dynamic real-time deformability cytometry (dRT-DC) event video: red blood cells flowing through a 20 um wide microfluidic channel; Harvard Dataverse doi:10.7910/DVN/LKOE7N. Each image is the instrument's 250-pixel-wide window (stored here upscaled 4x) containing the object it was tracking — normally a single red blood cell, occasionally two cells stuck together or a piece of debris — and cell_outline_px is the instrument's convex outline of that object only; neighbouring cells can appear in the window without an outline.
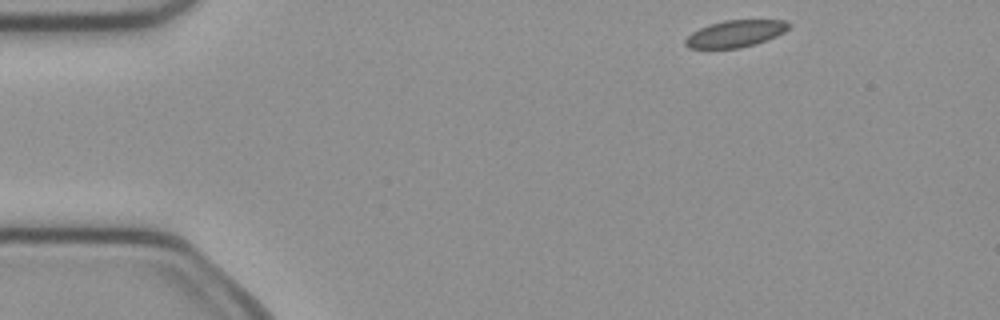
{"species": "common noctule bat (a hibernating species)", "species_latin": "Nyctalus noctula", "temperature_condition": "cold", "stored_images_in_passage": 45, "camera_frame_rate_fps": 3000, "um_per_image_px": 0.085, "animal": {"sex": "female", "body_mass_g": 21.9}, "frame": {"image": 1, "passage_image": 1, "time_ms": 0.0, "image_size_px": [1000, 320], "cell_outline_px": [[792, 24], [784, 32], [776, 36], [756, 44], [740, 48], [688, 48], [684, 44], [684, 40], [692, 32], [708, 24], [724, 20], [788, 20]], "centroid_in_image_um": [62.52, 2.85], "position_along_channel_um": 22.5, "area_um2": 16.3}}
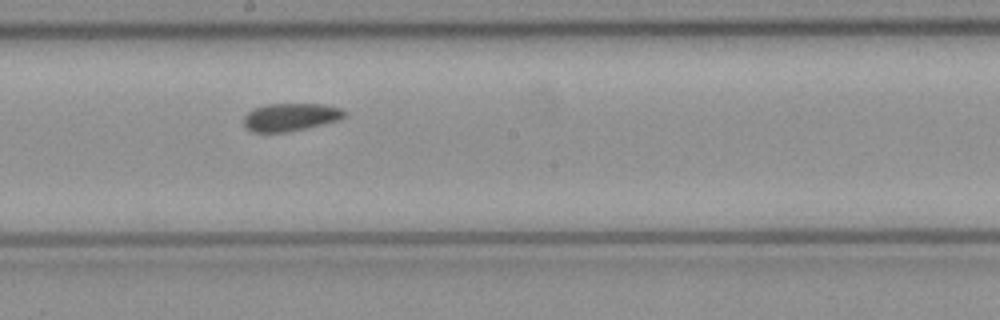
{"frame": {"image": 2, "passage_image": 22, "time_ms": 7.0, "image_size_px": [1000, 320], "cell_outline_px": [[348, 112], [340, 120], [288, 132], [252, 132], [244, 128], [244, 116], [248, 112], [264, 104], [324, 104], [340, 108]], "centroid_in_image_um": [24.69, 9.95], "position_along_channel_um": 223.5, "area_um2": 16.42}}
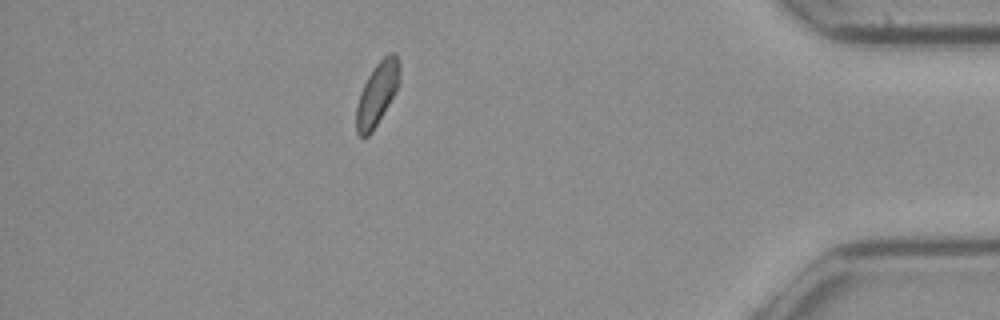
{"frame": {"image": 3, "passage_image": 39, "time_ms": 12.667, "image_size_px": [1000, 320], "cell_outline_px": [[400, 80], [396, 92], [372, 132], [368, 136], [360, 136], [356, 132], [356, 108], [360, 92], [368, 76], [376, 64], [388, 52], [396, 52], [400, 64]], "centroid_in_image_um": [32.08, 7.94], "position_along_channel_um": 403.1, "area_um2": 16.01}, "authors_computed_cell_mechanics": {"area_um2": 16.8198, "velocity_mm_per_s": 4.003, "shape_relaxation_time_tau1_ms": null, "shape_relaxation_time_tau2_ms": 3.373, "deformation_change_tau1": null, "deformation_change_tau2": 0.0802}}